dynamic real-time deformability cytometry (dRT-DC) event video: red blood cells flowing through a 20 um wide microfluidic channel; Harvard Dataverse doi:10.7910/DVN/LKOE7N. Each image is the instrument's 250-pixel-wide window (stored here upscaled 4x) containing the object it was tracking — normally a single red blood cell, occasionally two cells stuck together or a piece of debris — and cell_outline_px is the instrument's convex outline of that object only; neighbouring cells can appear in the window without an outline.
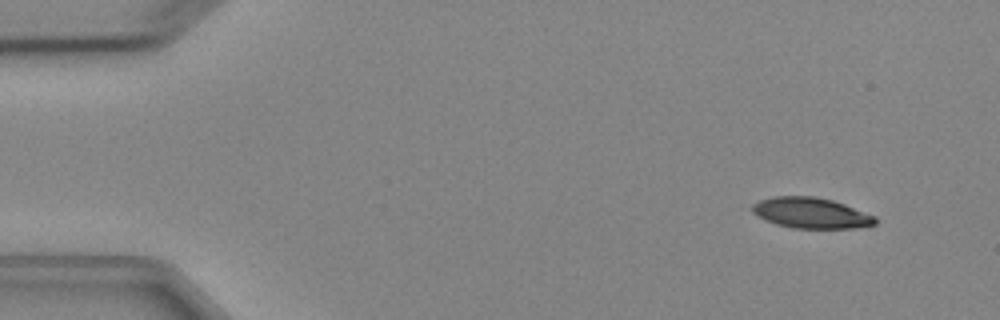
{"species": "Egyptian fruit bat (a non-hibernating species)", "species_latin": "Rousettus aegyptiacus", "temperature_condition": "cold", "stored_images_in_passage": 3, "camera_frame_rate_fps": 3000, "um_per_image_px": 0.085, "animal": {"sex": "female"}, "frame": {"image": 1, "passage_image": 1, "time_ms": 0.0, "image_size_px": [1000, 320], "cell_outline_px": [[876, 224], [856, 228], [792, 228], [776, 224], [764, 220], [752, 212], [752, 204], [760, 200], [772, 196], [812, 196], [832, 200], [844, 204], [876, 216]], "centroid_in_image_um": [68.92, 18.1], "position_along_channel_um": 16.1, "area_um2": 22.02}}
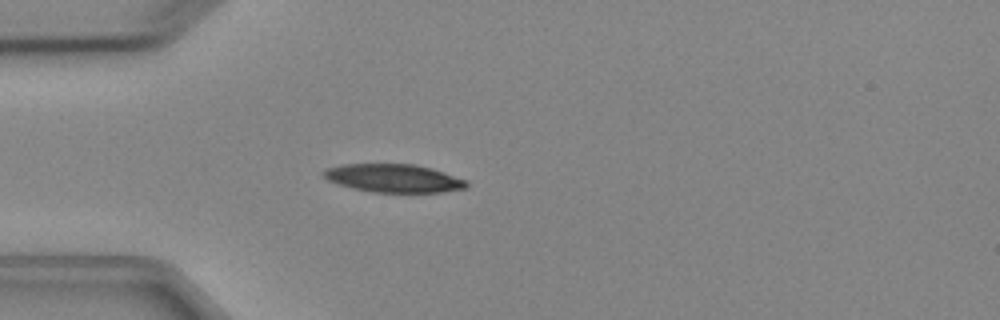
{"frame": {"image": 2, "passage_image": 3, "time_ms": 3.333, "image_size_px": [1000, 320], "cell_outline_px": [[468, 188], [444, 192], [372, 192], [352, 188], [336, 184], [328, 180], [320, 172], [324, 168], [340, 164], [412, 164], [432, 168], [468, 180]], "centroid_in_image_um": [33.44, 15.14], "position_along_channel_um": 51.6, "area_um2": 23.81}}